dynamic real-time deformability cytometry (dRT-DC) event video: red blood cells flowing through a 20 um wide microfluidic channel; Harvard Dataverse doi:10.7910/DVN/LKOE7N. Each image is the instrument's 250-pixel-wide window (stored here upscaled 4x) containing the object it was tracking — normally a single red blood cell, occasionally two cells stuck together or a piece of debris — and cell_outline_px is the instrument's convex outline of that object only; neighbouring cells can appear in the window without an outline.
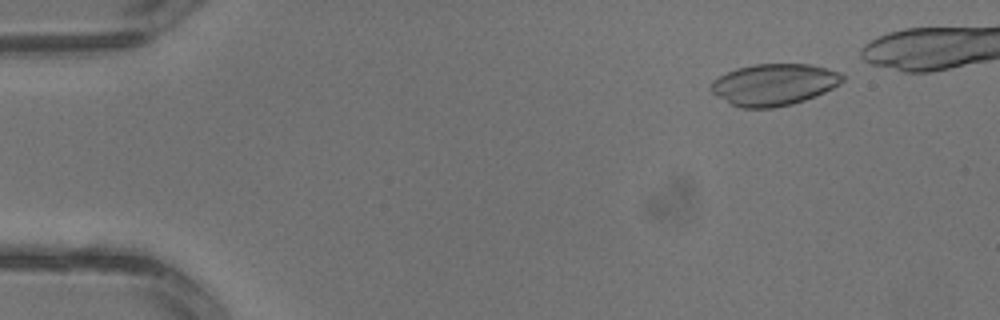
{"species": "common noctule bat (a hibernating species)", "species_latin": "Nyctalus noctula", "temperature_condition": "warm", "stored_images_in_passage": 5, "camera_frame_rate_fps": 3000, "um_per_image_px": 0.085, "animal": {"sex": "male", "body_mass_g": 13.3}, "frame": {"image": 1, "passage_image": 1, "time_ms": 0.0, "image_size_px": [1000, 320], "cell_outline_px": [[844, 80], [840, 84], [816, 96], [792, 104], [772, 108], [740, 108], [716, 96], [708, 88], [712, 80], [736, 68], [752, 64], [812, 64], [828, 68], [840, 72], [844, 76]], "centroid_in_image_um": [65.78, 7.18], "position_along_channel_um": 19.2, "area_um2": 32.14}}
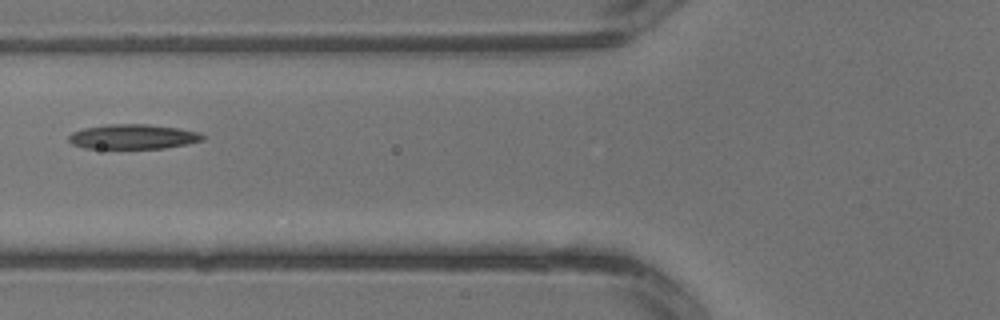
{"frame": {"image": 2, "passage_image": 5, "time_ms": 1.333, "image_size_px": [1000, 320], "cell_outline_px": [[204, 140], [188, 144], [164, 148], [84, 148], [72, 144], [68, 140], [68, 136], [72, 132], [84, 128], [108, 124], [144, 124], [180, 128], [200, 132], [204, 136]], "centroid_in_image_um": [11.32, 11.61], "position_along_channel_um": 114.5, "area_um2": 19.36}}